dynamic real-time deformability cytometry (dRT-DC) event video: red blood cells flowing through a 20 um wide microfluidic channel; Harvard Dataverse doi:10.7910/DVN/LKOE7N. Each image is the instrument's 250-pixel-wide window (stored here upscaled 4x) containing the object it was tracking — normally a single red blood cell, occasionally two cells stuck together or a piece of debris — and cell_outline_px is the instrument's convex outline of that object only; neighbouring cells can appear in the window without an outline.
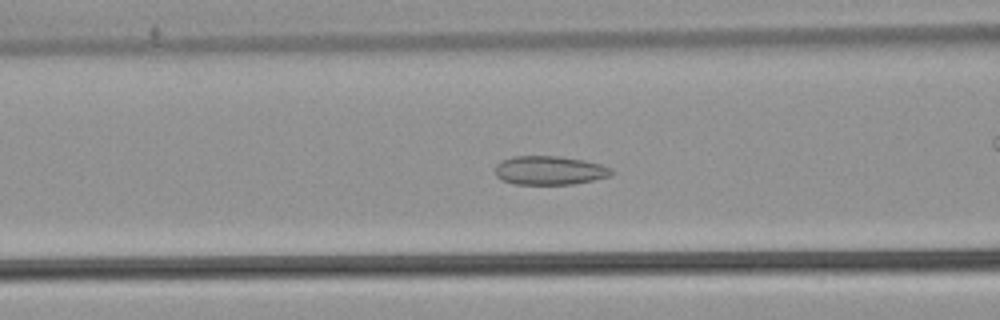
{"species": "common noctule bat (a hibernating species)", "species_latin": "Nyctalus noctula", "temperature_condition": "warm", "stored_images_in_passage": 41, "camera_frame_rate_fps": 3000, "um_per_image_px": 0.085, "animal": {"sex": "male", "body_mass_g": 21.5, "forearm_length_mm": 52.0}, "frame": {"image": 1, "passage_image": 18, "time_ms": 5.667, "image_size_px": [1000, 320], "cell_outline_px": [[616, 172], [608, 176], [592, 180], [572, 184], [512, 184], [500, 180], [496, 176], [496, 164], [504, 160], [516, 156], [556, 156], [584, 160], [600, 164], [612, 168]], "centroid_in_image_um": [46.71, 14.49], "position_along_channel_um": 119.9, "area_um2": 19.48}}
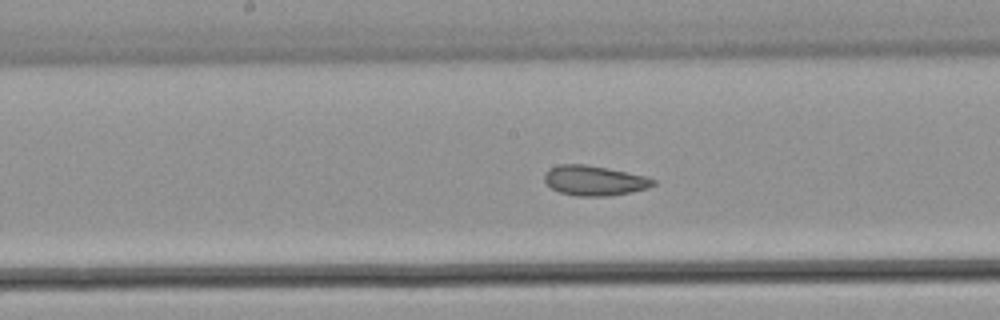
{"frame": {"image": 2, "passage_image": 24, "time_ms": 7.667, "image_size_px": [1000, 320], "cell_outline_px": [[656, 184], [648, 188], [632, 192], [608, 196], [576, 196], [560, 192], [552, 188], [544, 180], [544, 172], [548, 168], [560, 164], [584, 164], [648, 176], [656, 180]], "centroid_in_image_um": [50.53, 15.35], "position_along_channel_um": 197.7, "area_um2": 19.07}, "authors_computed_cell_mechanics": {"area_um2": 20.4034, "velocity_mm_per_s": 3.8969, "shape_relaxation_time_tau1_ms": null, "shape_relaxation_time_tau2_ms": 1.9561, "deformation_change_tau1": null, "deformation_change_tau2": 0.0842}}